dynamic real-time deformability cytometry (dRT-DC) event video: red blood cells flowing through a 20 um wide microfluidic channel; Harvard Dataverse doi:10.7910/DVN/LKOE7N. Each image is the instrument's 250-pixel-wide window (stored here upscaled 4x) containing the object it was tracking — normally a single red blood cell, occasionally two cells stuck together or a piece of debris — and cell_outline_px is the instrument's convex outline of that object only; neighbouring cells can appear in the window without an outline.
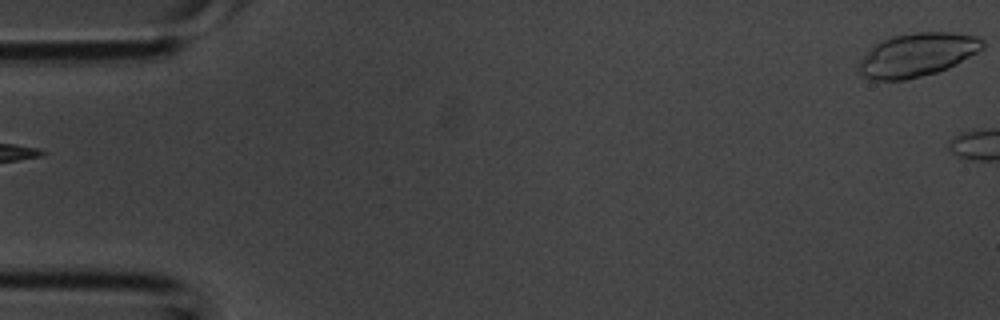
{"species": "common noctule bat (a hibernating species)", "species_latin": "Nyctalus noctula", "temperature_condition": "room temperature", "stored_images_in_passage": 3, "segment_of_instrument_passage": [2, 2], "camera_frame_rate_fps": 3000, "um_per_image_px": 0.085, "animal": {"sex": "male", "body_mass_g": 20.1, "forearm_length_mm": 53.5}, "frame": {"image": 1, "passage_image": 3, "time_ms": 0.667, "image_size_px": [1000, 320], "cell_outline_px": [[984, 48], [948, 68], [936, 72], [904, 80], [872, 80], [860, 76], [860, 64], [864, 56], [876, 44], [884, 40], [896, 36], [916, 32], [952, 32], [976, 36], [984, 40]], "centroid_in_image_um": [77.99, 4.66], "position_along_channel_um": 7.0, "area_um2": 30.87}}